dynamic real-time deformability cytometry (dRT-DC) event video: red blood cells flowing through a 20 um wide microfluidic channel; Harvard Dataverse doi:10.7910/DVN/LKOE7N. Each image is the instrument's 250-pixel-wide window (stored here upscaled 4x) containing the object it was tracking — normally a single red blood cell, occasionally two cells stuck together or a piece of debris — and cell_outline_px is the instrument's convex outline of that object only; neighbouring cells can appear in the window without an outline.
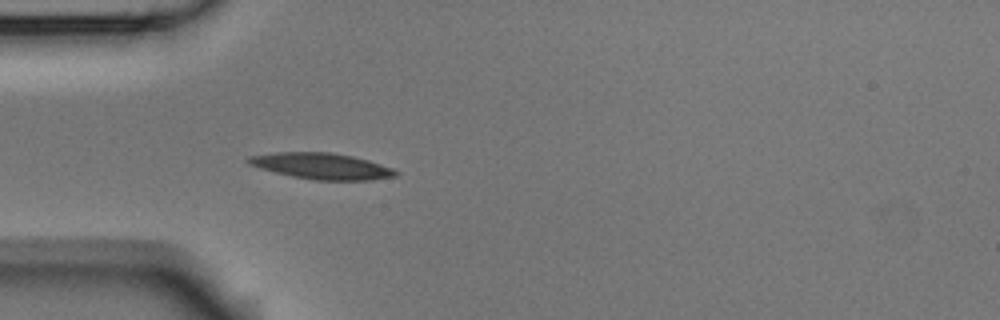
{"species": "Egyptian fruit bat (a non-hibernating species)", "species_latin": "Rousettus aegyptiacus", "temperature_condition": "room temperature", "stored_images_in_passage": 1, "camera_frame_rate_fps": 3000, "um_per_image_px": 0.085, "animal": {"sex": "male"}, "frame": {"image": 1, "passage_image": 1, "time_ms": 0.0, "image_size_px": [1000, 320], "cell_outline_px": [[400, 172], [396, 176], [372, 180], [312, 180], [292, 176], [260, 168], [248, 164], [244, 160], [248, 156], [276, 152], [332, 152], [352, 156], [368, 160], [392, 168]], "centroid_in_image_um": [27.33, 14.11], "position_along_channel_um": 57.7, "area_um2": 22.48}}